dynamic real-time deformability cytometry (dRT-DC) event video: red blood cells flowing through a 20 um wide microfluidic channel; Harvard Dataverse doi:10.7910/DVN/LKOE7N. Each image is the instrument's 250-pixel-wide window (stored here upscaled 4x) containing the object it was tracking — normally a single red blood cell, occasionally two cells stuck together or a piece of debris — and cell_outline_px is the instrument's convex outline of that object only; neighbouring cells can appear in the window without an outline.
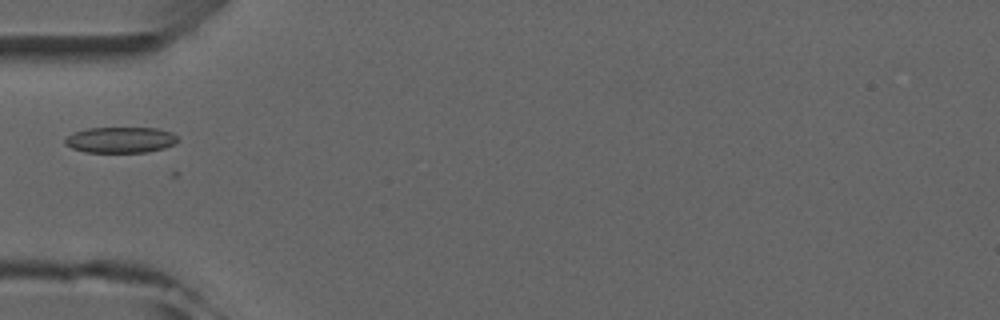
{"species": "common noctule bat (a hibernating species)", "species_latin": "Nyctalus noctula", "temperature_condition": "room temperature", "stored_images_in_passage": 6, "camera_frame_rate_fps": 3000, "um_per_image_px": 0.085, "animal": {"sex": "male", "forearm_length_mm": 52.5}, "frame": {"image": 1, "passage_image": 5, "time_ms": 4.667, "image_size_px": [1000, 320], "cell_outline_px": [[176, 140], [172, 144], [164, 148], [148, 152], [84, 152], [72, 148], [64, 144], [64, 140], [72, 132], [88, 128], [156, 128], [172, 132], [176, 136]], "centroid_in_image_um": [10.19, 11.89], "position_along_channel_um": 74.8, "area_um2": 16.94}}
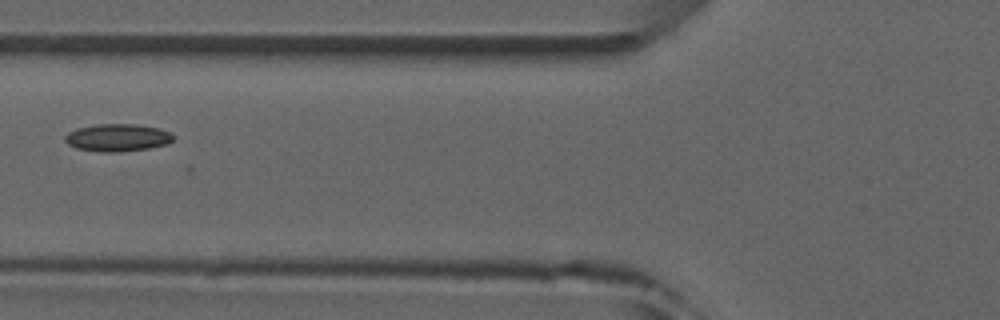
{"frame": {"image": 2, "passage_image": 6, "time_ms": 5.667, "image_size_px": [1000, 320], "cell_outline_px": [[176, 136], [168, 144], [148, 148], [120, 152], [100, 152], [76, 148], [68, 144], [64, 140], [64, 136], [68, 132], [76, 128], [96, 124], [136, 124], [160, 128]], "centroid_in_image_um": [9.97, 11.69], "position_along_channel_um": 115.8, "area_um2": 17.51}}